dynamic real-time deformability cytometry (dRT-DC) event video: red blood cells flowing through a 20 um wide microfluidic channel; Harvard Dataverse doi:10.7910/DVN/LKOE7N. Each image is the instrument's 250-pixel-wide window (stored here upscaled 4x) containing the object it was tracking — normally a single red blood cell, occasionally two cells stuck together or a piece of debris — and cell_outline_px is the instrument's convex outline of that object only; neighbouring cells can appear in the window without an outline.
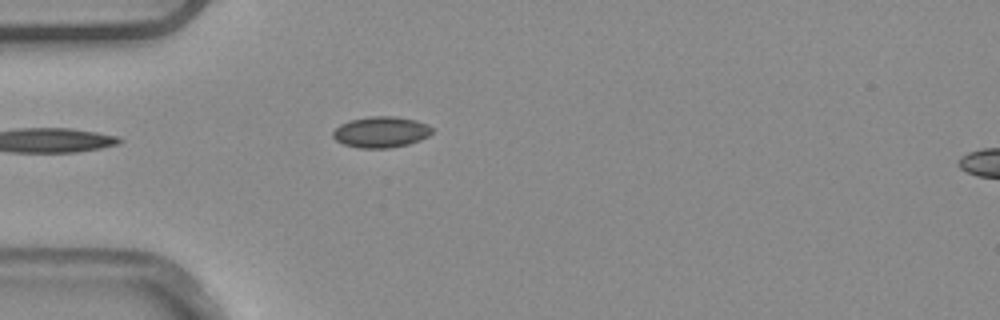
{"species": "common noctule bat (a hibernating species)", "species_latin": "Nyctalus noctula", "temperature_condition": "warm", "stored_images_in_passage": 2, "segment_of_instrument_passage": [1, 2], "camera_frame_rate_fps": 3000, "um_per_image_px": 0.085, "animal": {"sex": "male", "body_mass_g": 20.4}, "frame": {"image": 1, "passage_image": 1, "time_ms": 0.0, "image_size_px": [1000, 320], "cell_outline_px": [[432, 132], [428, 136], [420, 140], [408, 144], [388, 148], [356, 148], [344, 144], [336, 140], [332, 136], [332, 132], [340, 124], [352, 120], [368, 116], [392, 116], [416, 120], [428, 124], [432, 128]], "centroid_in_image_um": [32.38, 11.22], "position_along_channel_um": 52.6, "area_um2": 17.92}}